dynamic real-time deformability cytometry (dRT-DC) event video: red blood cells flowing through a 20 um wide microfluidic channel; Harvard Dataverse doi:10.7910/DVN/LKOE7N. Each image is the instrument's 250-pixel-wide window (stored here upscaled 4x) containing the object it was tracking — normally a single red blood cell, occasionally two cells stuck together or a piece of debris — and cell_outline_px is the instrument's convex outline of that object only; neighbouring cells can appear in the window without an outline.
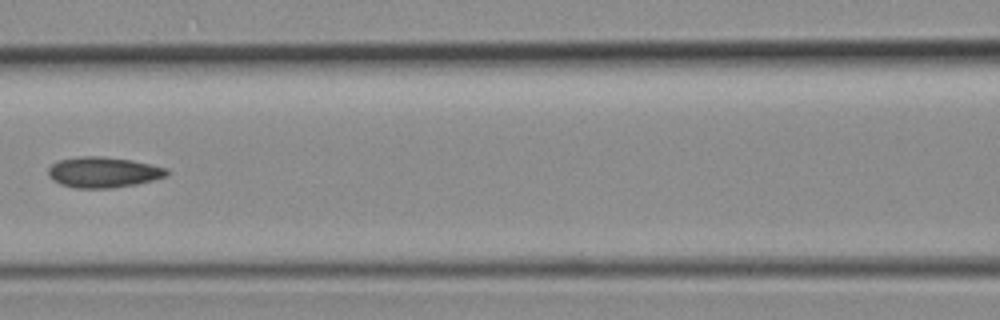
{"species": "common noctule bat (a hibernating species)", "species_latin": "Nyctalus noctula", "temperature_condition": "room temperature", "stored_images_in_passage": 3, "camera_frame_rate_fps": 3000, "um_per_image_px": 0.085, "animal": {"sex": "female", "body_mass_g": 19.3, "forearm_length_mm": 54.1}, "frame": {"image": 1, "passage_image": 3, "time_ms": 0.667, "image_size_px": [1000, 320], "cell_outline_px": [[168, 176], [136, 184], [112, 188], [76, 188], [60, 184], [52, 180], [48, 176], [48, 168], [52, 164], [60, 160], [80, 156], [100, 156], [132, 160], [168, 168]], "centroid_in_image_um": [8.77, 14.64], "position_along_channel_um": 157.8, "area_um2": 21.21}}